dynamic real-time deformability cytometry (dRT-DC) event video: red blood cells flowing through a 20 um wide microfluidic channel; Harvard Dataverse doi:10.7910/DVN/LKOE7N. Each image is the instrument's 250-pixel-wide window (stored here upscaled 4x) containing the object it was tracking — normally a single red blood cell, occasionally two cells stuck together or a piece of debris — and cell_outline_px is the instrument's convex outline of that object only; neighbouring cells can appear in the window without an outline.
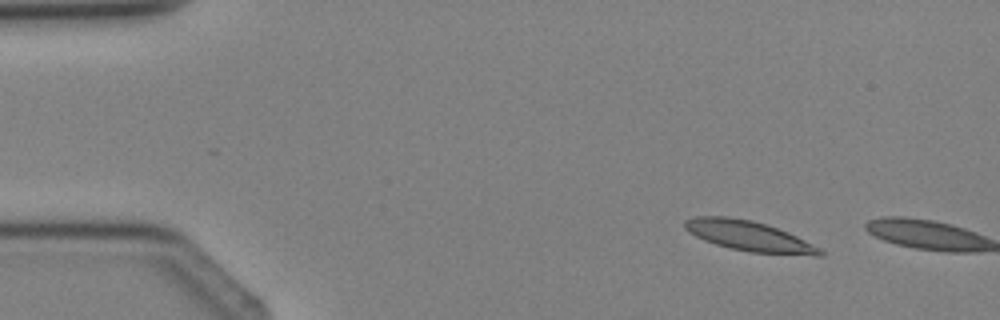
{"species": "Egyptian fruit bat (a non-hibernating species)", "species_latin": "Rousettus aegyptiacus", "temperature_condition": "cold", "stored_images_in_passage": 2, "camera_frame_rate_fps": 3000, "um_per_image_px": 0.085, "animal": {"sex": "female"}, "frame": {"image": 1, "passage_image": 1, "time_ms": 0.0, "image_size_px": [1000, 320], "cell_outline_px": [[824, 256], [812, 256], [748, 252], [716, 244], [704, 240], [696, 236], [684, 228], [684, 220], [696, 216], [728, 216], [752, 220], [768, 224], [788, 232], [820, 248], [824, 252]], "centroid_in_image_um": [63.69, 20.06], "position_along_channel_um": 21.3, "area_um2": 23.87}}